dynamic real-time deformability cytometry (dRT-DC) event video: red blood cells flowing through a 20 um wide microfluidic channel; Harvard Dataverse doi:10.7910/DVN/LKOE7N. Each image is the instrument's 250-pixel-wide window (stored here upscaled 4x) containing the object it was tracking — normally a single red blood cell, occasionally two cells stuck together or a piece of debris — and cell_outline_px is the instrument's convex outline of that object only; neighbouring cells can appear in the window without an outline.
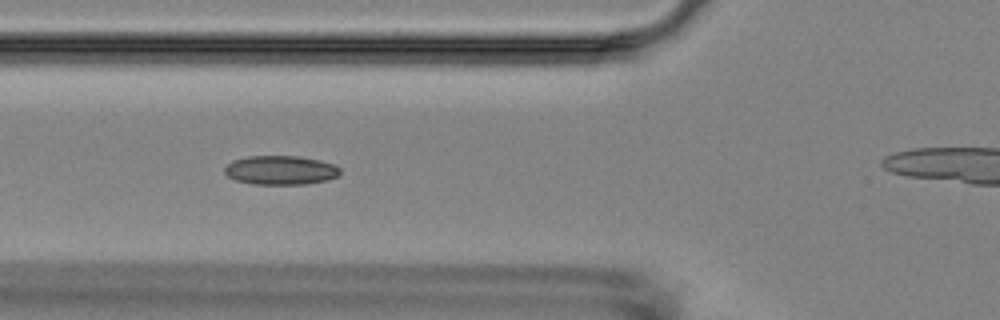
{"species": "Egyptian fruit bat (a non-hibernating species)", "species_latin": "Rousettus aegyptiacus", "temperature_condition": "room temperature", "stored_images_in_passage": 6, "camera_frame_rate_fps": 3000, "um_per_image_px": 0.085, "animal": {"sex": "female"}, "frame": {"image": 1, "passage_image": 4, "time_ms": 4.333, "image_size_px": [1000, 320], "cell_outline_px": [[340, 172], [336, 176], [328, 180], [304, 184], [252, 184], [236, 180], [228, 176], [224, 172], [224, 168], [232, 160], [248, 156], [296, 156], [320, 160], [336, 164], [340, 168]], "centroid_in_image_um": [23.85, 14.46], "position_along_channel_um": 101.9, "area_um2": 19.59}}